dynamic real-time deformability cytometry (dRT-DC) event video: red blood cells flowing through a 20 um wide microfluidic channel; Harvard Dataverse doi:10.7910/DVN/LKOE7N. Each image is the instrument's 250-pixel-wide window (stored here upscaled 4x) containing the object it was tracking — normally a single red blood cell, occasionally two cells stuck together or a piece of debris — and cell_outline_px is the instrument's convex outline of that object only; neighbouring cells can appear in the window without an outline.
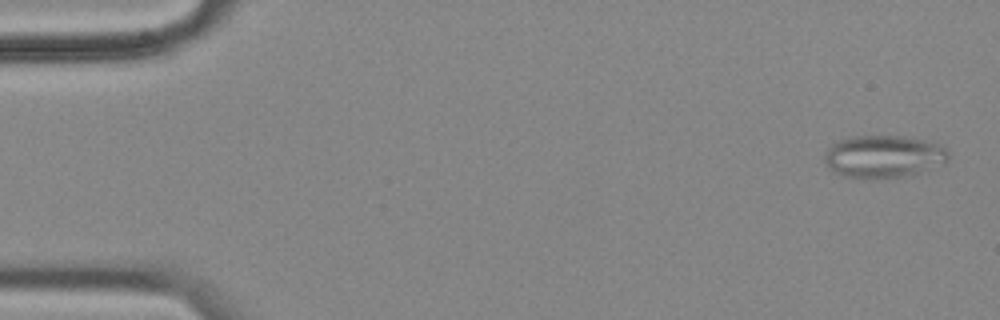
{"species": "common noctule bat (a hibernating species)", "species_latin": "Nyctalus noctula", "temperature_condition": "cold", "stored_images_in_passage": 57, "camera_frame_rate_fps": 3000, "um_per_image_px": 0.085, "animal": {"sex": "female", "body_mass_g": 18.4}, "frame": {"image": 1, "passage_image": 2, "time_ms": 0.333, "image_size_px": [1000, 320], "cell_outline_px": [[948, 160], [944, 164], [920, 172], [900, 176], [872, 180], [868, 180], [844, 176], [836, 172], [824, 160], [824, 156], [828, 148], [832, 144], [848, 136], [904, 136], [924, 140], [940, 144], [948, 152]], "centroid_in_image_um": [75.11, 13.3], "position_along_channel_um": 9.9, "area_um2": 30.75}}
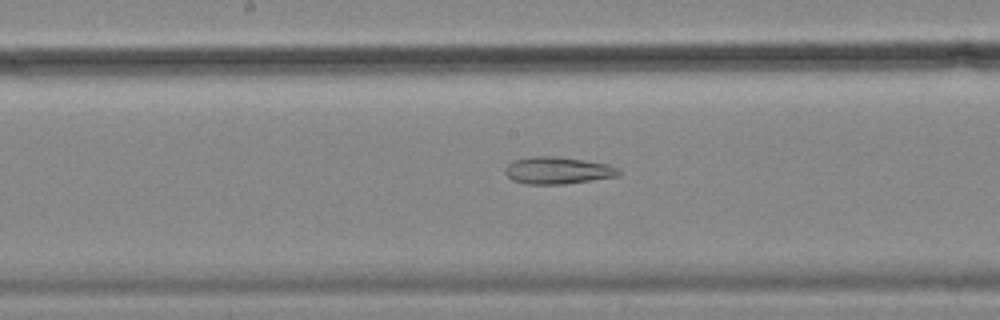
{"frame": {"image": 2, "passage_image": 29, "time_ms": 9.333, "image_size_px": [1000, 320], "cell_outline_px": [[620, 176], [564, 184], [524, 184], [512, 180], [504, 172], [504, 168], [512, 160], [532, 156], [556, 156], [584, 160], [608, 164], [616, 168], [620, 172]], "centroid_in_image_um": [47.36, 14.49], "position_along_channel_um": 200.8, "area_um2": 18.03}}
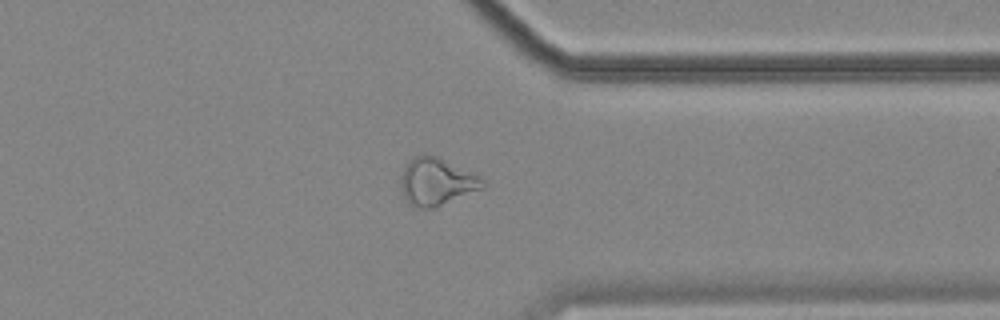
{"frame": {"image": 3, "passage_image": 44, "time_ms": 14.333, "image_size_px": [1000, 320], "cell_outline_px": [[488, 184], [484, 188], [432, 208], [412, 208], [408, 204], [404, 196], [400, 184], [400, 176], [408, 160], [424, 152], [440, 156], [476, 172]], "centroid_in_image_um": [37.13, 15.4], "position_along_channel_um": 374.3, "area_um2": 23.41}, "authors_computed_cell_mechanics": {"area_um2": 24.2182, "velocity_mm_per_s": 3.5242, "shape_relaxation_time_tau1_ms": null, "shape_relaxation_time_tau2_ms": 6.2356, "deformation_change_tau1": null, "deformation_change_tau2": 0.1793}}